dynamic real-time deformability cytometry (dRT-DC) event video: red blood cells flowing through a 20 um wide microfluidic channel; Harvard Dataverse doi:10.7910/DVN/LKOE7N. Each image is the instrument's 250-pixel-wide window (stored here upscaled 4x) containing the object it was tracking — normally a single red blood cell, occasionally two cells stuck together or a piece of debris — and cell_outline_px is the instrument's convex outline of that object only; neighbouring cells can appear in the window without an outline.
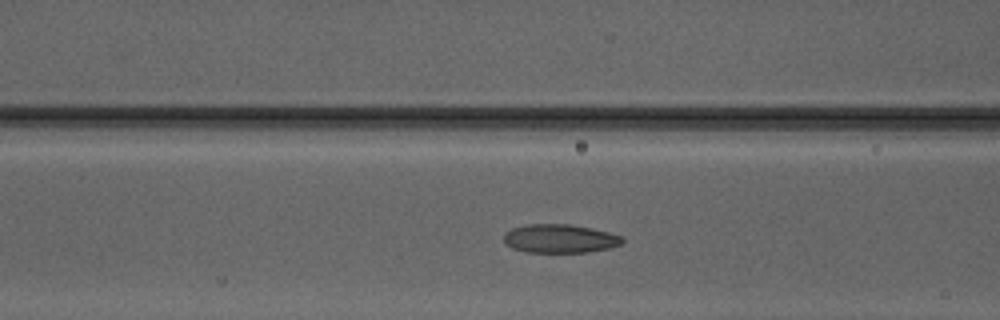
{"species": "Egyptian fruit bat (a non-hibernating species)", "species_latin": "Rousettus aegyptiacus", "temperature_condition": "warm", "stored_images_in_passage": 39, "camera_frame_rate_fps": 3000, "um_per_image_px": 0.085, "animal": {"sex": "male"}, "frame": {"image": 1, "passage_image": 17, "time_ms": 5.333, "image_size_px": [1000, 320], "cell_outline_px": [[624, 240], [620, 244], [608, 248], [588, 252], [524, 252], [512, 248], [504, 244], [504, 232], [512, 228], [528, 224], [568, 224], [592, 228], [608, 232], [620, 236]], "centroid_in_image_um": [47.53, 20.28], "position_along_channel_um": 119.1, "area_um2": 19.77}}
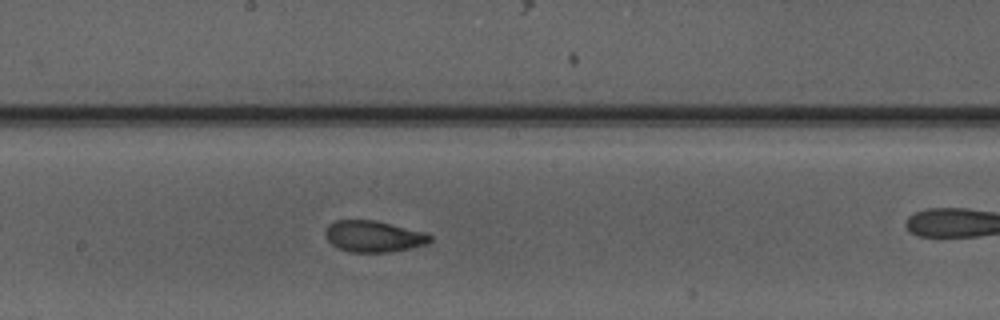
{"frame": {"image": 2, "passage_image": 24, "time_ms": 7.667, "image_size_px": [1000, 320], "cell_outline_px": [[432, 240], [428, 244], [392, 252], [348, 252], [336, 248], [324, 236], [324, 232], [328, 224], [336, 220], [376, 220], [424, 232], [432, 236]], "centroid_in_image_um": [31.73, 20.1], "position_along_channel_um": 216.5, "area_um2": 19.36}}
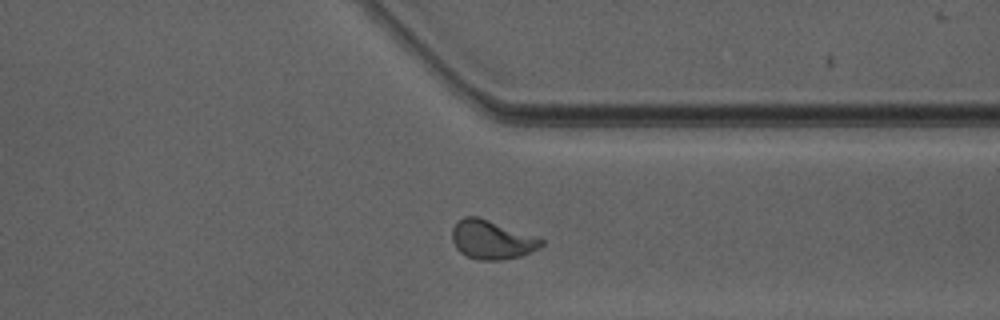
{"frame": {"image": 3, "passage_image": 35, "time_ms": 11.333, "image_size_px": [1000, 320], "cell_outline_px": [[544, 244], [540, 248], [520, 256], [496, 260], [476, 260], [460, 252], [456, 248], [452, 240], [452, 228], [464, 216], [476, 216], [544, 240]], "centroid_in_image_um": [41.77, 20.39], "position_along_channel_um": 369.6, "area_um2": 19.71}, "authors_computed_cell_mechanics": {"area_um2": 19.4786, "velocity_mm_per_s": 4.1803, "shape_relaxation_time_tau1_ms": 3.2842, "shape_relaxation_time_tau2_ms": 1.0618, "deformation_change_tau1": 0.1396, "deformation_change_tau2": 0.0621}}